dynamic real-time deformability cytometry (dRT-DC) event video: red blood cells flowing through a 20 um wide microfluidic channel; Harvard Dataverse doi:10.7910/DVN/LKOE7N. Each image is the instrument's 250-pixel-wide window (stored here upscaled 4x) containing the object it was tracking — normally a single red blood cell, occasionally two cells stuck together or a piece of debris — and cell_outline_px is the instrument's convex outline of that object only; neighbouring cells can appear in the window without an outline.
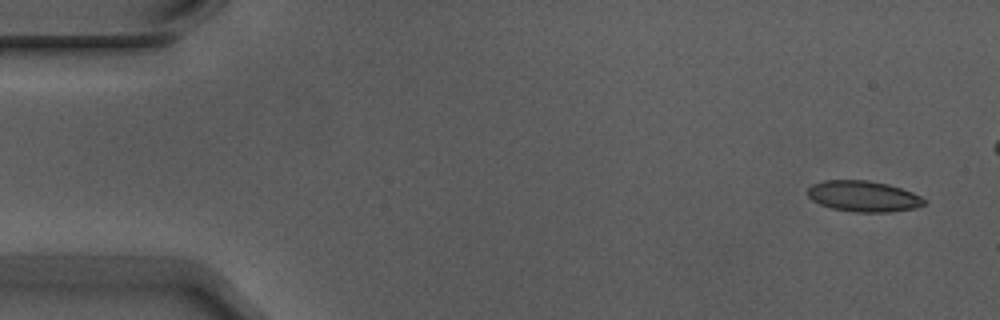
{"species": "Egyptian fruit bat (a non-hibernating species)", "species_latin": "Rousettus aegyptiacus", "temperature_condition": "warm", "stored_images_in_passage": 5, "camera_frame_rate_fps": 3000, "um_per_image_px": 0.085, "animal": {"sex": "male"}, "frame": {"image": 1, "passage_image": 1, "time_ms": 0.0, "image_size_px": [1000, 320], "cell_outline_px": [[924, 204], [916, 208], [888, 212], [856, 212], [832, 208], [820, 204], [812, 200], [808, 196], [808, 188], [812, 184], [824, 180], [868, 180], [888, 184], [912, 192], [920, 196], [924, 200]], "centroid_in_image_um": [73.37, 16.68], "position_along_channel_um": 11.6, "area_um2": 20.87}}